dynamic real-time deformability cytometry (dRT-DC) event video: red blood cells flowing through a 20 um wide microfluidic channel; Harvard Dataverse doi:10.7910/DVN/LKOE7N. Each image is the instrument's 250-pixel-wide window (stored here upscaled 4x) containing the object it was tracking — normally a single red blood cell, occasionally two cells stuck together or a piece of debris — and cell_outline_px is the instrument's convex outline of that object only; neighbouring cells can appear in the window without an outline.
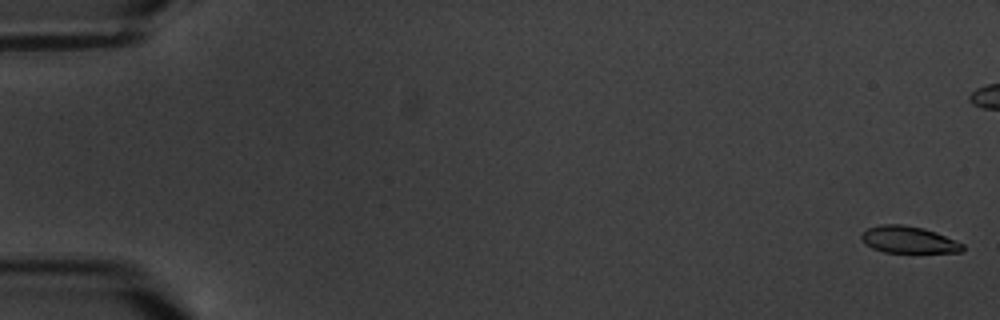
{"species": "common noctule bat (a hibernating species)", "species_latin": "Nyctalus noctula", "temperature_condition": "warm", "stored_images_in_passage": 7, "camera_frame_rate_fps": 3000, "um_per_image_px": 0.085, "animal": {"sex": "male", "body_mass_g": 20.1, "forearm_length_mm": 53.5}, "frame": {"image": 1, "passage_image": 1, "time_ms": 0.0, "image_size_px": [1000, 320], "cell_outline_px": [[964, 248], [960, 252], [884, 252], [872, 248], [864, 244], [860, 240], [860, 236], [868, 228], [880, 224], [900, 224], [924, 228], [936, 232], [964, 244]], "centroid_in_image_um": [77.19, 20.37], "position_along_channel_um": 7.8, "area_um2": 15.84}}